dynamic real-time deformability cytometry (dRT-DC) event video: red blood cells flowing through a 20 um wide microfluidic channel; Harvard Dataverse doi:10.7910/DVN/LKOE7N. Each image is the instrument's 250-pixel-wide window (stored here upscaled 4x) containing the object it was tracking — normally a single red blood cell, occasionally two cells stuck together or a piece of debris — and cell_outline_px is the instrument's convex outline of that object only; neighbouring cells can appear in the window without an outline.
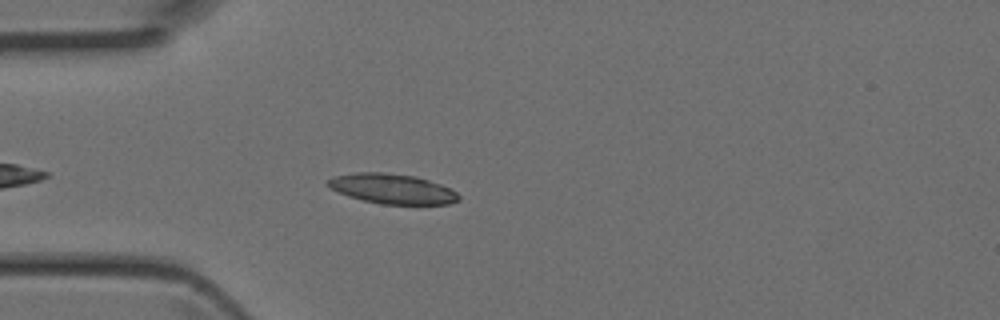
{"species": "Egyptian fruit bat (a non-hibernating species)", "species_latin": "Rousettus aegyptiacus", "temperature_condition": "room temperature", "stored_images_in_passage": 37, "camera_frame_rate_fps": 3000, "um_per_image_px": 0.085, "animal": {"sex": "female"}, "frame": {"image": 1, "passage_image": 5, "time_ms": 1.333, "image_size_px": [1000, 320], "cell_outline_px": [[460, 200], [448, 204], [380, 204], [348, 196], [324, 184], [332, 176], [356, 172], [384, 172], [416, 176], [452, 188], [460, 196]], "centroid_in_image_um": [33.35, 16.04], "position_along_channel_um": 51.6, "area_um2": 22.89}}
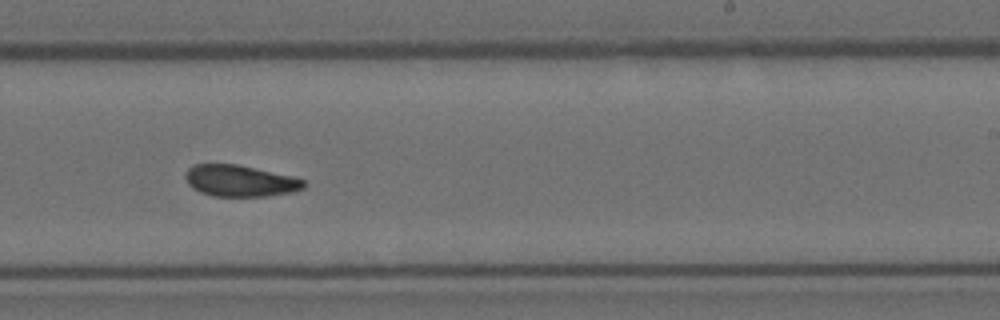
{"frame": {"image": 2, "passage_image": 20, "time_ms": 6.333, "image_size_px": [1000, 320], "cell_outline_px": [[308, 184], [304, 188], [292, 192], [268, 196], [212, 196], [200, 192], [192, 188], [188, 184], [184, 176], [188, 168], [192, 164], [236, 164], [292, 176], [304, 180]], "centroid_in_image_um": [20.39, 15.37], "position_along_channel_um": 268.6, "area_um2": 21.79}}
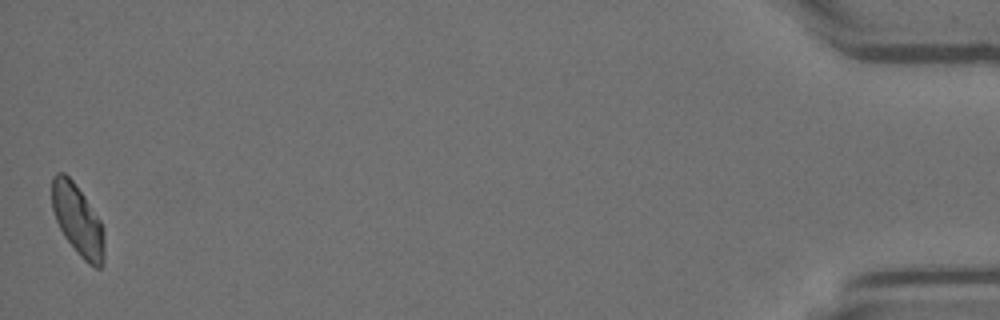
{"frame": {"image": 3, "passage_image": 37, "time_ms": 12.0, "image_size_px": [1000, 320], "cell_outline_px": [[104, 264], [100, 268], [96, 268], [88, 264], [80, 256], [64, 236], [56, 220], [52, 208], [52, 176], [56, 172], [64, 172], [72, 180], [84, 196], [100, 220], [104, 236]], "centroid_in_image_um": [6.61, 18.72], "position_along_channel_um": 428.6, "area_um2": 21.56}}